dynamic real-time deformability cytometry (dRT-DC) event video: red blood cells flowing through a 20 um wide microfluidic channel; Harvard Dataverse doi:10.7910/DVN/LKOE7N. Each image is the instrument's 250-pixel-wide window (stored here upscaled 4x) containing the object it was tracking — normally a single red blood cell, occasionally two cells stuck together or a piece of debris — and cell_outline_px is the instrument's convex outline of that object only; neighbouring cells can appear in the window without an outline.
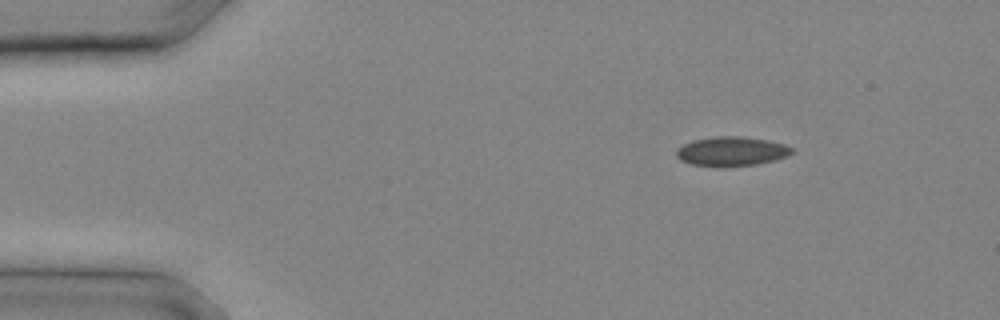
{"species": "common noctule bat (a hibernating species)", "species_latin": "Nyctalus noctula", "temperature_condition": "cold", "stored_images_in_passage": 13, "camera_frame_rate_fps": 3000, "um_per_image_px": 0.085, "animal": {"sex": "male", "body_mass_g": 20.4}, "frame": {"image": 1, "passage_image": 1, "time_ms": 0.0, "image_size_px": [1000, 320], "cell_outline_px": [[796, 152], [788, 156], [776, 160], [756, 164], [716, 168], [688, 164], [680, 160], [676, 156], [676, 152], [684, 144], [692, 140], [716, 136], [740, 136], [768, 140], [784, 144], [796, 148]], "centroid_in_image_um": [62.21, 12.88], "position_along_channel_um": 22.8, "area_um2": 20.23}}
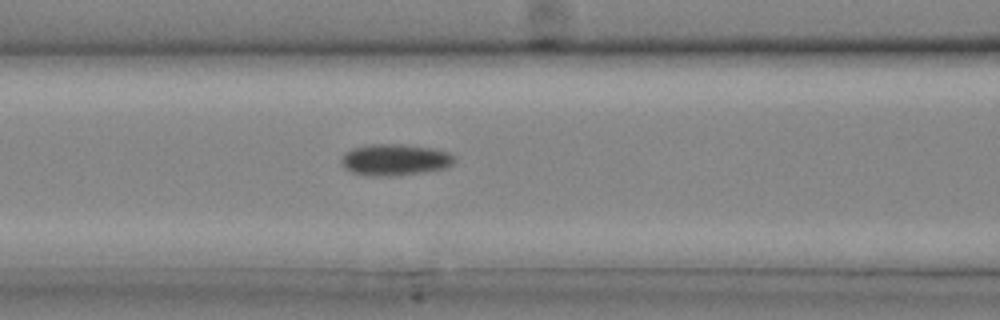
{"frame": {"image": 2, "passage_image": 8, "time_ms": 2.333, "image_size_px": [1000, 320], "cell_outline_px": [[456, 160], [452, 164], [444, 168], [420, 172], [392, 176], [372, 176], [352, 172], [344, 168], [340, 160], [340, 156], [344, 152], [352, 148], [372, 144], [400, 144], [432, 148], [448, 152], [456, 156]], "centroid_in_image_um": [33.53, 13.57], "position_along_channel_um": 133.1, "area_um2": 20.75}}
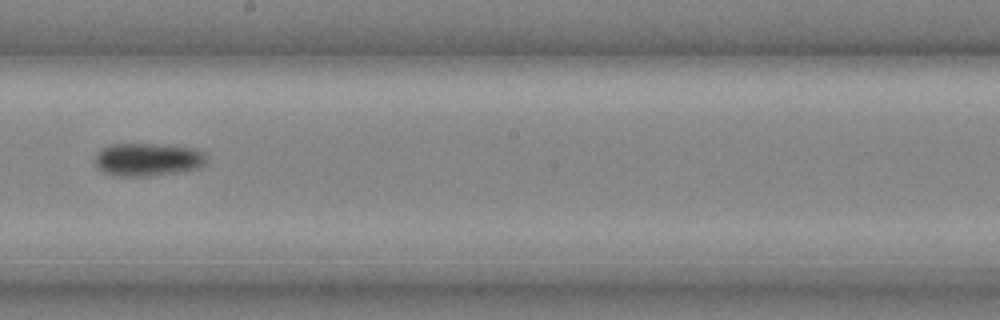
{"frame": {"image": 3, "passage_image": 12, "time_ms": 3.667, "image_size_px": [1000, 320], "cell_outline_px": [[208, 164], [204, 168], [184, 172], [152, 176], [112, 176], [96, 168], [96, 152], [100, 148], [112, 144], [156, 144], [196, 148], [204, 152], [208, 156]], "centroid_in_image_um": [12.65, 13.58], "position_along_channel_um": 235.6, "area_um2": 22.25}}